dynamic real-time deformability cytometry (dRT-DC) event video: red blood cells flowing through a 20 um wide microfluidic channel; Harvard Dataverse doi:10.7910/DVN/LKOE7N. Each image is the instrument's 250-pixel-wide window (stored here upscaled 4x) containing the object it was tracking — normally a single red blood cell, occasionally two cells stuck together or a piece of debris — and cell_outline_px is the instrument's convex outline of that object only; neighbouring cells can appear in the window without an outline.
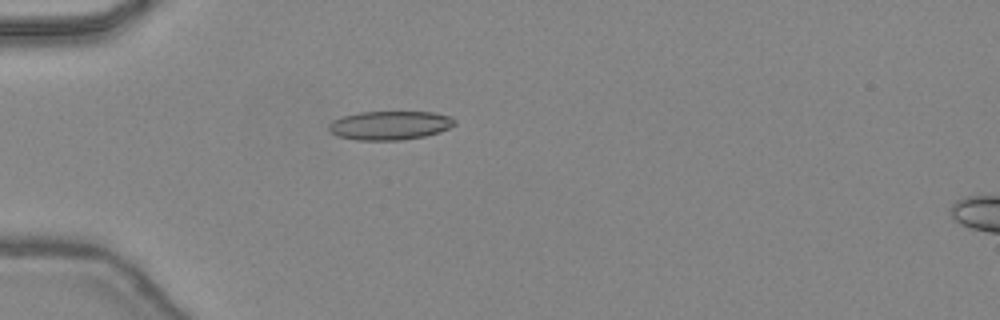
{"species": "common noctule bat (a hibernating species)", "species_latin": "Nyctalus noctula", "temperature_condition": "warm", "stored_images_in_passage": 40, "camera_frame_rate_fps": 3000, "um_per_image_px": 0.085, "animal": {"sex": "female", "body_mass_g": 24.6, "forearm_length_mm": 56.2}, "frame": {"image": 1, "passage_image": 8, "time_ms": 2.333, "image_size_px": [1000, 320], "cell_outline_px": [[456, 124], [440, 132], [424, 136], [400, 140], [356, 140], [336, 136], [328, 132], [328, 124], [332, 120], [344, 116], [360, 112], [432, 112], [452, 116], [456, 120]], "centroid_in_image_um": [33.12, 10.66], "position_along_channel_um": 51.9, "area_um2": 21.33}}
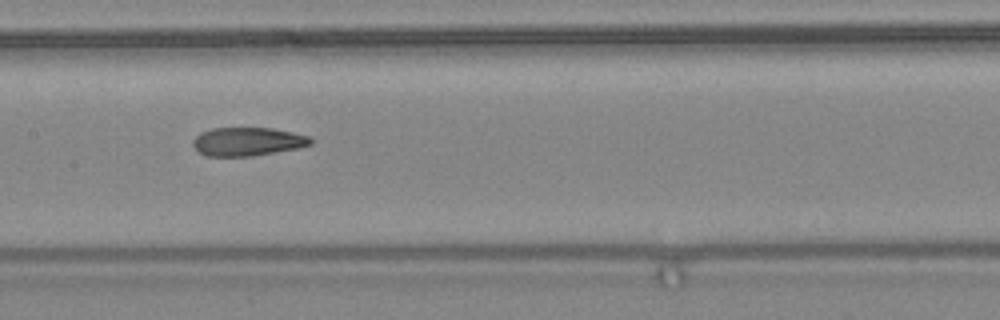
{"frame": {"image": 2, "passage_image": 18, "time_ms": 5.667, "image_size_px": [1000, 320], "cell_outline_px": [[312, 144], [300, 148], [252, 156], [208, 156], [200, 152], [192, 144], [192, 140], [200, 132], [212, 128], [272, 128], [292, 132], [308, 136], [312, 140]], "centroid_in_image_um": [21.05, 12.03], "position_along_channel_um": 186.4, "area_um2": 19.54}}
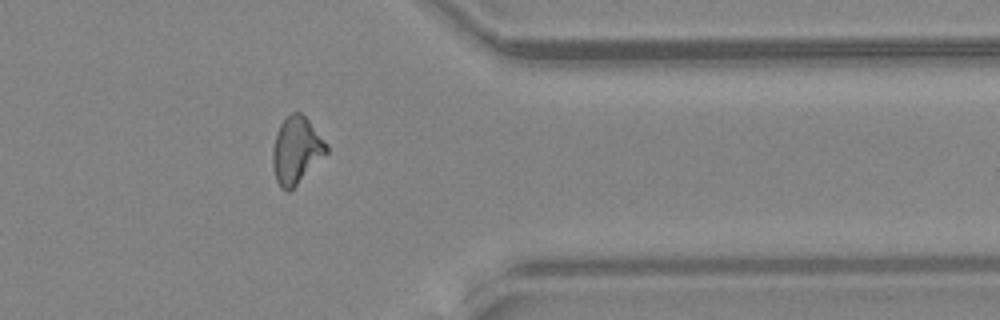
{"frame": {"image": 3, "passage_image": 32, "time_ms": 10.333, "image_size_px": [1000, 320], "cell_outline_px": [[328, 152], [288, 192], [280, 188], [276, 180], [272, 168], [272, 148], [276, 132], [280, 124], [292, 112], [300, 112], [308, 120], [328, 144]], "centroid_in_image_um": [25.16, 12.77], "position_along_channel_um": 386.2, "area_um2": 20.81}, "authors_computed_cell_mechanics": {"area_um2": 20.4901, "velocity_mm_per_s": 4.507, "shape_relaxation_time_tau1_ms": null, "shape_relaxation_time_tau2_ms": 2.1295, "deformation_change_tau1": null, "deformation_change_tau2": 0.106}}